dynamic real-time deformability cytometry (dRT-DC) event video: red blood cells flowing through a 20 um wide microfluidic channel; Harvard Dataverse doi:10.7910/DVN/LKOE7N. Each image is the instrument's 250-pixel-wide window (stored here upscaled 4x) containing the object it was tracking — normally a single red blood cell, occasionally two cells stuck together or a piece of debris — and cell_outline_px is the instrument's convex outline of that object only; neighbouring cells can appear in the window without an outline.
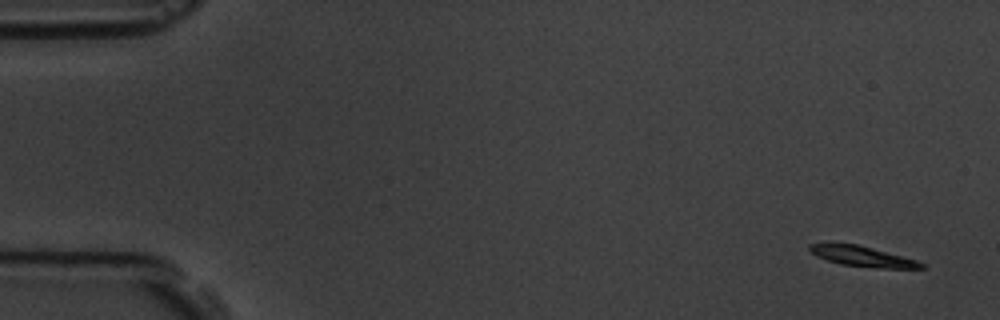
{"species": "common noctule bat (a hibernating species)", "species_latin": "Nyctalus noctula", "temperature_condition": "room temperature", "stored_images_in_passage": 4, "camera_frame_rate_fps": 3000, "um_per_image_px": 0.085, "animal": {"sex": "male", "body_mass_g": 19.5, "forearm_length_mm": 54.6}, "frame": {"image": 1, "passage_image": 1, "time_ms": 0.0, "image_size_px": [1000, 320], "cell_outline_px": [[928, 268], [876, 268], [840, 264], [816, 256], [808, 248], [808, 244], [832, 240], [856, 244], [872, 248], [916, 260], [924, 264]], "centroid_in_image_um": [73.19, 21.74], "position_along_channel_um": 11.8, "area_um2": 13.58}}
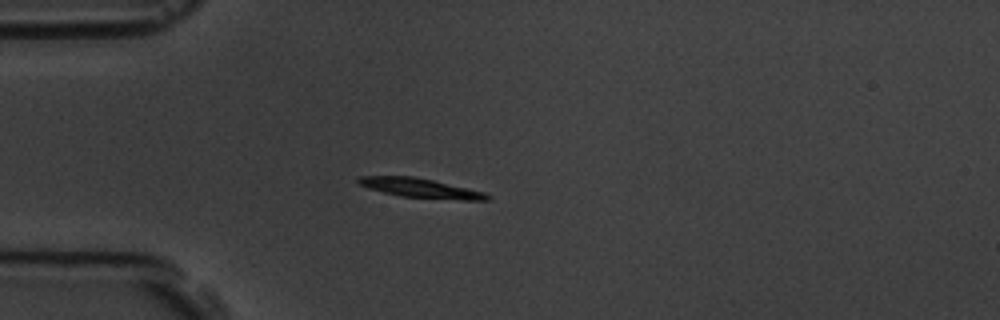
{"frame": {"image": 2, "passage_image": 4, "time_ms": 4.333, "image_size_px": [1000, 320], "cell_outline_px": [[492, 196], [488, 200], [460, 200], [400, 196], [368, 188], [360, 184], [356, 180], [360, 176], [412, 176], [432, 180], [468, 188], [484, 192]], "centroid_in_image_um": [35.76, 15.99], "position_along_channel_um": 49.2, "area_um2": 14.39}}